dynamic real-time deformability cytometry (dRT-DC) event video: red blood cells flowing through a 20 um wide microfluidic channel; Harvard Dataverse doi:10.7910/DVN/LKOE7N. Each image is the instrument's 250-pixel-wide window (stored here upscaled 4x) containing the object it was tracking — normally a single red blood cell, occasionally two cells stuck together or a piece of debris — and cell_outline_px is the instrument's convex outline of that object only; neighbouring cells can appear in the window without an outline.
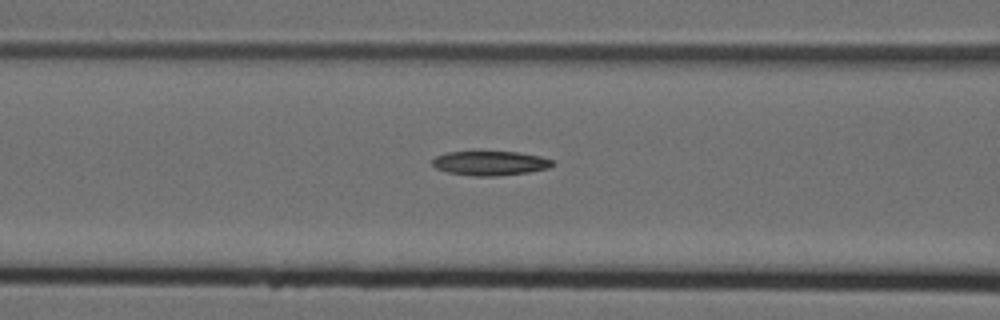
{"species": "Egyptian fruit bat (a non-hibernating species)", "species_latin": "Rousettus aegyptiacus", "temperature_condition": "cold", "stored_images_in_passage": 8, "segment_of_instrument_passage": [2, 2], "camera_frame_rate_fps": 3000, "um_per_image_px": 0.085, "animal": {"sex": "female"}, "frame": {"image": 1, "passage_image": 8, "time_ms": 2.333, "image_size_px": [1000, 320], "cell_outline_px": [[556, 164], [548, 168], [528, 172], [496, 176], [472, 176], [448, 172], [436, 168], [432, 164], [432, 160], [436, 156], [448, 152], [516, 152], [540, 156], [556, 160]], "centroid_in_image_um": [41.71, 13.87], "position_along_channel_um": 124.9, "area_um2": 17.05}}